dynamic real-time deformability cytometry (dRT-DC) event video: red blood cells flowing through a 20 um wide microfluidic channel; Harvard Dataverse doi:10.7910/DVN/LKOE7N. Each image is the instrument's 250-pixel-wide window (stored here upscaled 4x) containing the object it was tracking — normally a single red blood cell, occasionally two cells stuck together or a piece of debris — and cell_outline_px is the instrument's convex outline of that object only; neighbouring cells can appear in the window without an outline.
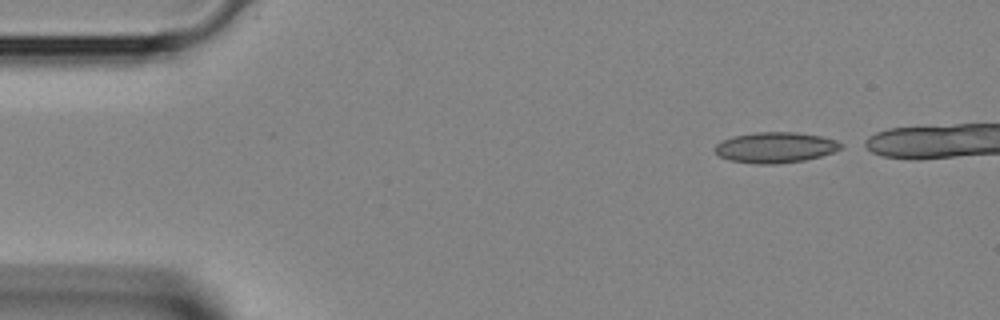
{"species": "Egyptian fruit bat (a non-hibernating species)", "species_latin": "Rousettus aegyptiacus", "temperature_condition": "room temperature", "stored_images_in_passage": 23, "camera_frame_rate_fps": 3000, "um_per_image_px": 0.085, "animal": {"sex": "female"}, "frame": {"image": 1, "passage_image": 1, "time_ms": 0.0, "image_size_px": [1000, 320], "cell_outline_px": [[844, 144], [840, 148], [832, 152], [820, 156], [804, 160], [776, 164], [756, 164], [728, 160], [720, 156], [712, 148], [720, 140], [732, 136], [756, 132], [796, 132], [820, 136], [836, 140]], "centroid_in_image_um": [65.85, 12.53], "position_along_channel_um": 19.1, "area_um2": 22.6}}
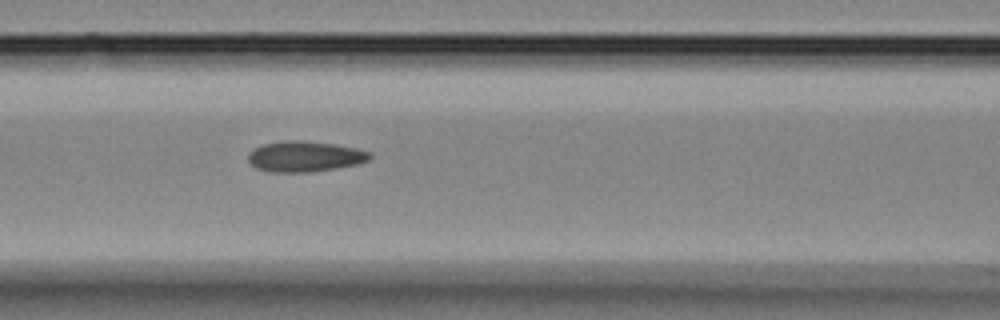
{"frame": {"image": 2, "passage_image": 13, "time_ms": 4.0, "image_size_px": [1000, 320], "cell_outline_px": [[372, 156], [368, 160], [356, 164], [336, 168], [308, 172], [268, 172], [256, 168], [248, 160], [248, 152], [252, 148], [264, 144], [284, 140], [300, 140], [336, 144], [356, 148], [368, 152]], "centroid_in_image_um": [25.86, 13.29], "position_along_channel_um": 140.7, "area_um2": 21.73}}
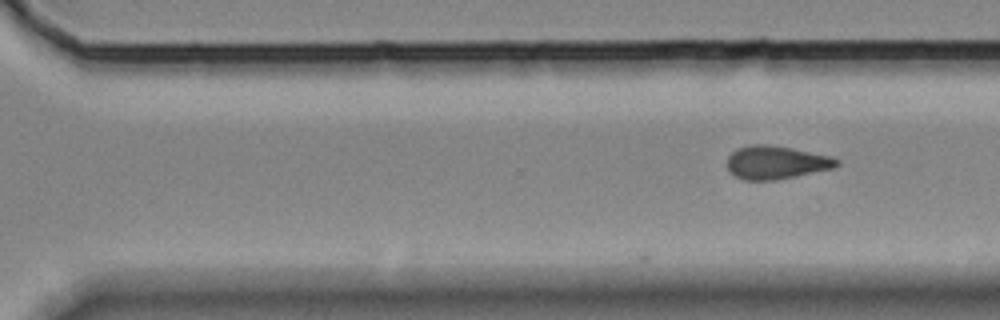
{"frame": {"image": 3, "passage_image": 23, "time_ms": 7.333, "image_size_px": [1000, 320], "cell_outline_px": [[840, 164], [836, 168], [776, 180], [744, 180], [728, 172], [728, 156], [736, 148], [748, 144], [768, 144], [792, 148], [832, 156], [840, 160]], "centroid_in_image_um": [65.99, 13.8], "position_along_channel_um": 304.6, "area_um2": 21.56}}